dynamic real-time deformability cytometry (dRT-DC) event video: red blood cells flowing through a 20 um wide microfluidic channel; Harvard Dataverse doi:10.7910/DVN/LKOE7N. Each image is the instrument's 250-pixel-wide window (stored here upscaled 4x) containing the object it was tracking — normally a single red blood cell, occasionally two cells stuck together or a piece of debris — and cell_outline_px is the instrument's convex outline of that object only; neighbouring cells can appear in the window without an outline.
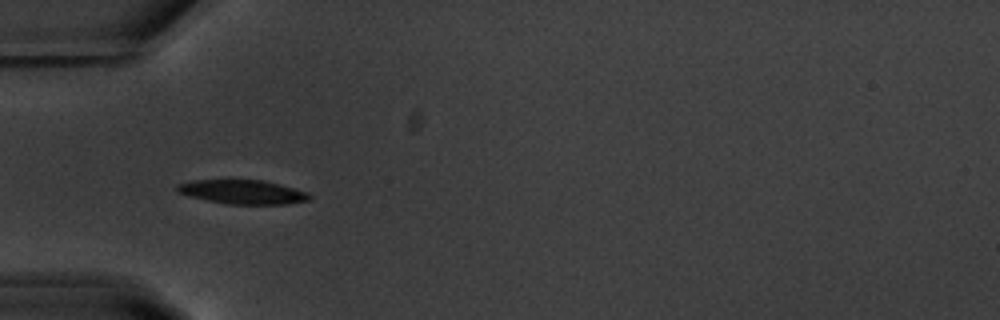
{"species": "common noctule bat (a hibernating species)", "species_latin": "Nyctalus noctula", "temperature_condition": "warm", "stored_images_in_passage": 38, "camera_frame_rate_fps": 3000, "um_per_image_px": 0.085, "animal": {"sex": "male", "body_mass_g": 20.1, "forearm_length_mm": 53.5}, "frame": {"image": 1, "passage_image": 1, "time_ms": 0.0, "image_size_px": [1000, 320], "cell_outline_px": [[312, 196], [308, 200], [288, 204], [224, 204], [188, 196], [176, 192], [176, 184], [192, 180], [228, 176], [264, 180], [280, 184], [308, 192]], "centroid_in_image_um": [20.53, 16.26], "position_along_channel_um": 64.5, "area_um2": 19.77}}
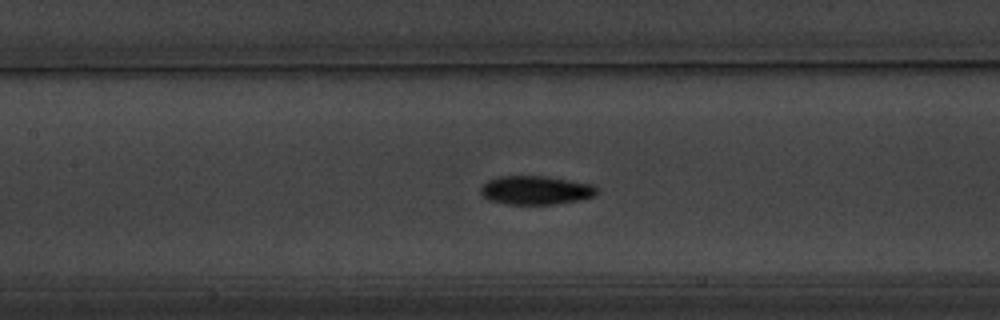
{"frame": {"image": 2, "passage_image": 9, "time_ms": 2.667, "image_size_px": [1000, 320], "cell_outline_px": [[600, 192], [596, 196], [580, 200], [556, 204], [508, 204], [488, 200], [480, 192], [480, 188], [488, 180], [500, 176], [544, 176], [592, 184], [600, 188]], "centroid_in_image_um": [45.59, 16.17], "position_along_channel_um": 161.8, "area_um2": 19.59}}
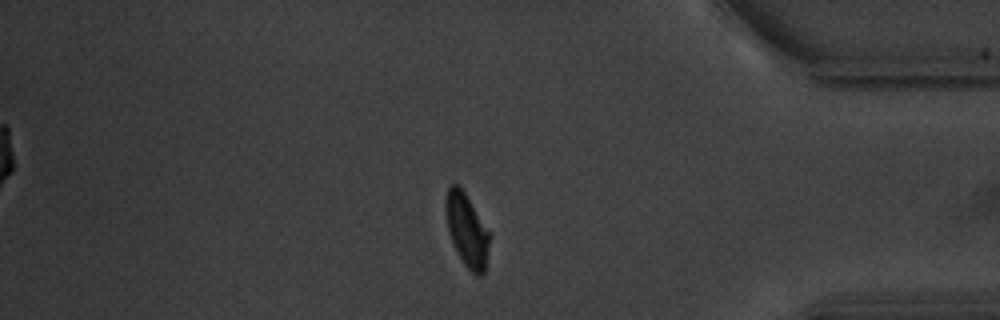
{"frame": {"image": 3, "passage_image": 30, "time_ms": 9.667, "image_size_px": [1000, 320], "cell_outline_px": [[492, 236], [484, 272], [480, 276], [476, 276], [464, 264], [452, 244], [448, 232], [444, 208], [444, 200], [448, 188], [452, 184], [460, 184], [492, 232]], "centroid_in_image_um": [39.7, 19.51], "position_along_channel_um": 395.5, "area_um2": 19.54}, "authors_computed_cell_mechanics": {"area_um2": 19.1029, "velocity_mm_per_s": 3.7005, "shape_relaxation_time_tau1_ms": 2.4689, "shape_relaxation_time_tau2_ms": null, "deformation_change_tau1": 0.1528, "deformation_change_tau2": null}}